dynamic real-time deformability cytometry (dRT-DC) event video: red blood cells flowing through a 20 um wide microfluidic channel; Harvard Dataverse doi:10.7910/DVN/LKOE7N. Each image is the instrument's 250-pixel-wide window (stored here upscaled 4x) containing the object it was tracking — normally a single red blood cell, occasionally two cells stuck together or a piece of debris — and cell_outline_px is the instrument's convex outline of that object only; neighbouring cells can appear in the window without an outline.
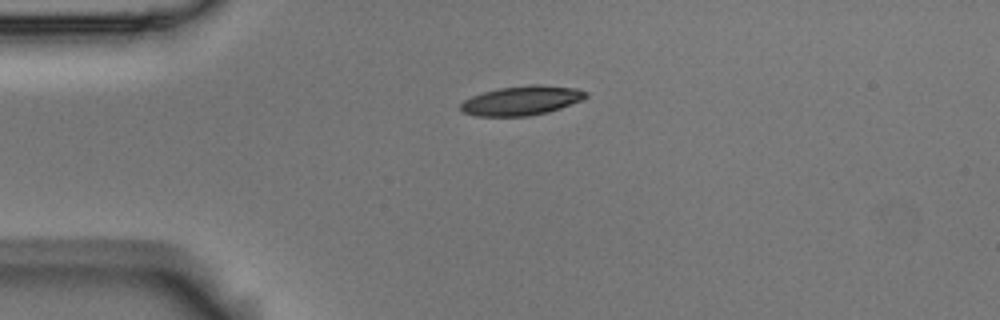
{"species": "Egyptian fruit bat (a non-hibernating species)", "species_latin": "Rousettus aegyptiacus", "temperature_condition": "room temperature", "stored_images_in_passage": 2, "camera_frame_rate_fps": 3000, "um_per_image_px": 0.085, "animal": {"sex": "male"}, "frame": {"image": 1, "passage_image": 1, "time_ms": 0.0, "image_size_px": [1000, 320], "cell_outline_px": [[588, 96], [580, 100], [560, 108], [548, 112], [528, 116], [476, 116], [464, 112], [460, 108], [460, 104], [464, 100], [472, 96], [484, 92], [500, 88], [532, 84], [540, 84], [576, 88], [588, 92]], "centroid_in_image_um": [44.34, 8.54], "position_along_channel_um": 40.7, "area_um2": 21.27}}